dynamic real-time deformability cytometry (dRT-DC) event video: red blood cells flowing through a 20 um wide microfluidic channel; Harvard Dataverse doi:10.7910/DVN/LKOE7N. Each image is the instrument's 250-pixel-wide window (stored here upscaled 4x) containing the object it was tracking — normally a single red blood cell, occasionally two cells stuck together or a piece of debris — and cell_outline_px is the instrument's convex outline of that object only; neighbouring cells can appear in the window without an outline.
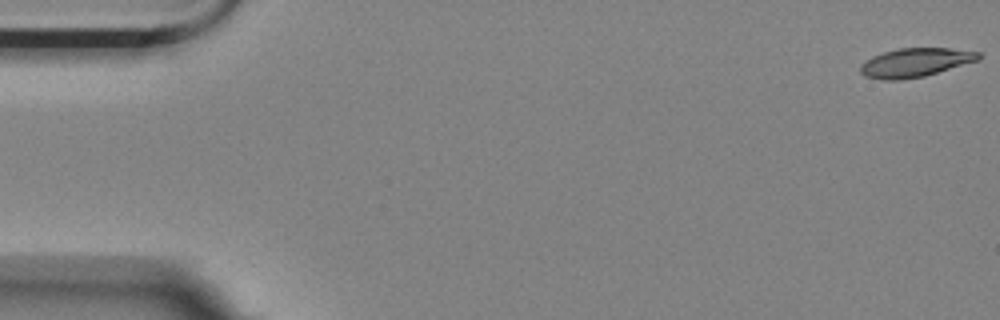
{"species": "Egyptian fruit bat (a non-hibernating species)", "species_latin": "Rousettus aegyptiacus", "temperature_condition": "room temperature", "stored_images_in_passage": 16, "camera_frame_rate_fps": 3000, "um_per_image_px": 0.085, "animal": {"sex": "female"}, "frame": {"image": 1, "passage_image": 1, "time_ms": 0.0, "image_size_px": [1000, 320], "cell_outline_px": [[980, 56], [976, 60], [924, 76], [900, 80], [884, 80], [864, 76], [860, 72], [860, 64], [864, 60], [872, 56], [884, 52], [900, 48], [948, 48], [980, 52]], "centroid_in_image_um": [77.71, 5.31], "position_along_channel_um": 7.3, "area_um2": 19.59}}
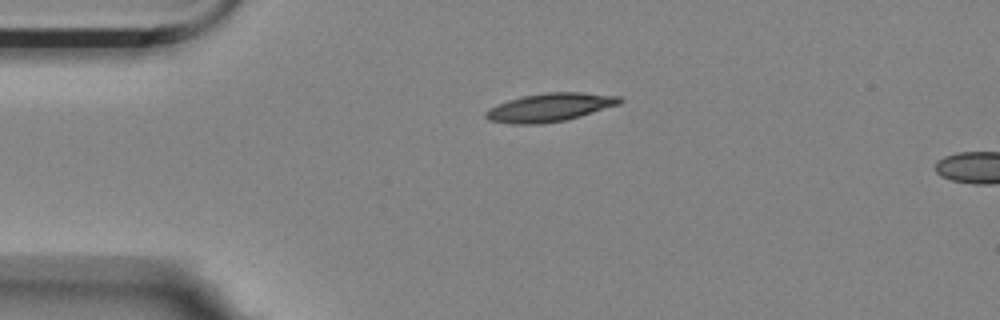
{"frame": {"image": 2, "passage_image": 13, "time_ms": 4.0, "image_size_px": [1000, 320], "cell_outline_px": [[624, 100], [620, 104], [580, 116], [564, 120], [540, 124], [512, 124], [488, 120], [484, 116], [484, 112], [488, 108], [496, 104], [508, 100], [524, 96], [544, 92], [580, 92], [620, 96]], "centroid_in_image_um": [46.71, 9.12], "position_along_channel_um": 38.3, "area_um2": 22.2}}